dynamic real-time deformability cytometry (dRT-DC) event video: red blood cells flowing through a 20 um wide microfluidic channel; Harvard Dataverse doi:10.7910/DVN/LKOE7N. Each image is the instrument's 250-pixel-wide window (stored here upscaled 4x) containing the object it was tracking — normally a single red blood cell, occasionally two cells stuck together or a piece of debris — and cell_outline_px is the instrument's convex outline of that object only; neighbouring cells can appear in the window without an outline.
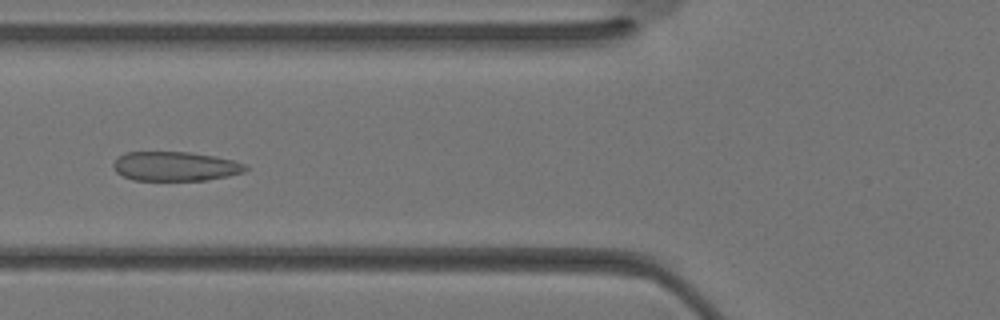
{"species": "Egyptian fruit bat (a non-hibernating species)", "species_latin": "Rousettus aegyptiacus", "temperature_condition": "warm", "stored_images_in_passage": 25, "camera_frame_rate_fps": 3000, "um_per_image_px": 0.085, "animal": {"sex": "female"}, "frame": {"image": 1, "passage_image": 8, "time_ms": 2.333, "image_size_px": [1000, 320], "cell_outline_px": [[248, 168], [244, 172], [228, 176], [204, 180], [132, 180], [116, 172], [112, 168], [112, 164], [116, 156], [124, 152], [188, 152], [216, 156], [232, 160], [244, 164]], "centroid_in_image_um": [14.84, 14.13], "position_along_channel_um": 111.0, "area_um2": 22.72}}
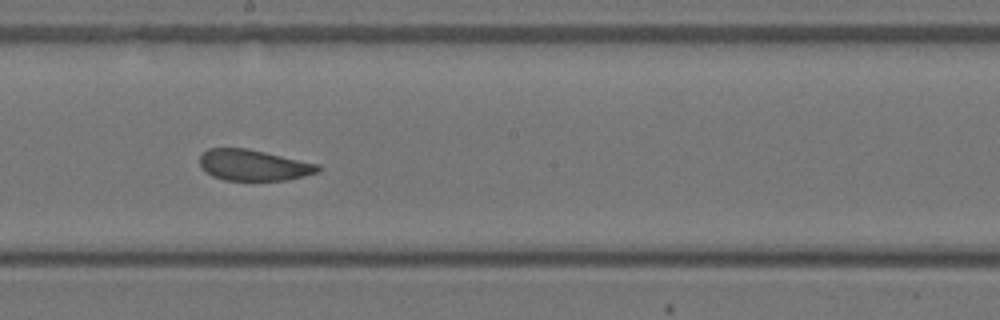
{"frame": {"image": 2, "passage_image": 14, "time_ms": 4.333, "image_size_px": [1000, 320], "cell_outline_px": [[320, 172], [288, 180], [224, 180], [212, 176], [200, 164], [200, 156], [208, 148], [248, 148], [320, 164]], "centroid_in_image_um": [21.6, 14.03], "position_along_channel_um": 226.6, "area_um2": 21.39}}
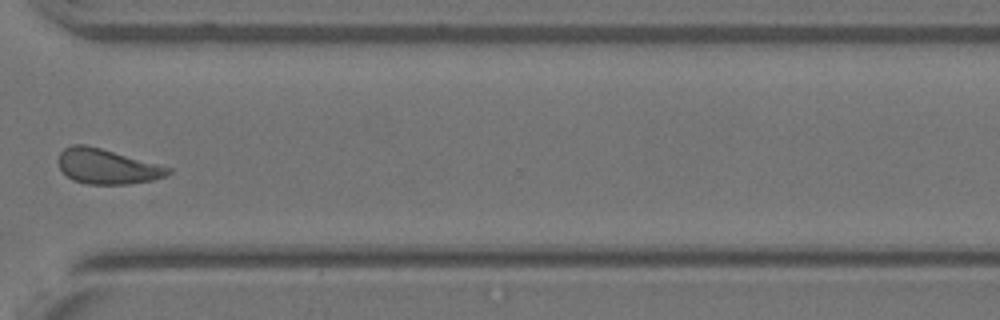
{"frame": {"image": 3, "passage_image": 21, "time_ms": 6.667, "image_size_px": [1000, 320], "cell_outline_px": [[172, 172], [164, 176], [152, 180], [128, 184], [88, 184], [72, 180], [60, 168], [60, 152], [64, 148], [72, 144], [88, 144], [172, 168]], "centroid_in_image_um": [9.11, 14.14], "position_along_channel_um": 361.5, "area_um2": 22.25}}